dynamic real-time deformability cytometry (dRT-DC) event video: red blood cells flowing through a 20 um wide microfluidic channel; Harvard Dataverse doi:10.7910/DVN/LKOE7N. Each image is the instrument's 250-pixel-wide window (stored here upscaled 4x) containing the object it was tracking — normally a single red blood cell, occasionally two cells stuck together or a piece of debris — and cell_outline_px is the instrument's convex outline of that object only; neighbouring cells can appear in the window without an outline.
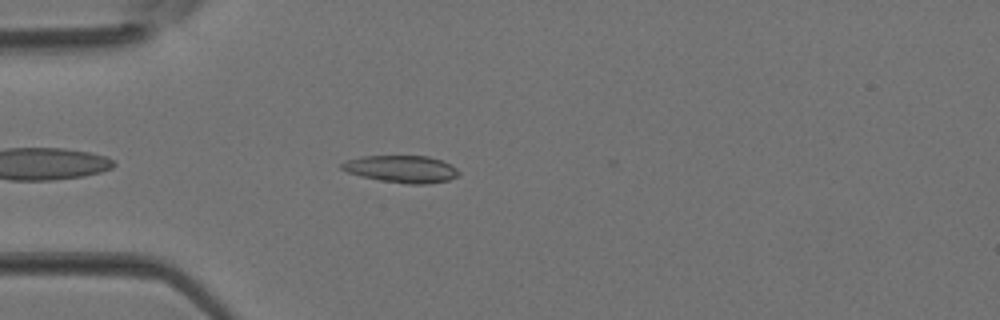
{"species": "Egyptian fruit bat (a non-hibernating species)", "species_latin": "Rousettus aegyptiacus", "temperature_condition": "room temperature", "stored_images_in_passage": 4, "camera_frame_rate_fps": 3000, "um_per_image_px": 0.085, "animal": {"sex": "female"}, "frame": {"image": 1, "passage_image": 4, "time_ms": 1.0, "image_size_px": [1000, 320], "cell_outline_px": [[460, 176], [448, 180], [428, 184], [408, 184], [380, 180], [360, 176], [348, 172], [340, 168], [340, 164], [344, 160], [360, 156], [428, 156], [444, 160], [456, 168], [460, 172]], "centroid_in_image_um": [34.14, 14.36], "position_along_channel_um": 50.9, "area_um2": 18.79}}